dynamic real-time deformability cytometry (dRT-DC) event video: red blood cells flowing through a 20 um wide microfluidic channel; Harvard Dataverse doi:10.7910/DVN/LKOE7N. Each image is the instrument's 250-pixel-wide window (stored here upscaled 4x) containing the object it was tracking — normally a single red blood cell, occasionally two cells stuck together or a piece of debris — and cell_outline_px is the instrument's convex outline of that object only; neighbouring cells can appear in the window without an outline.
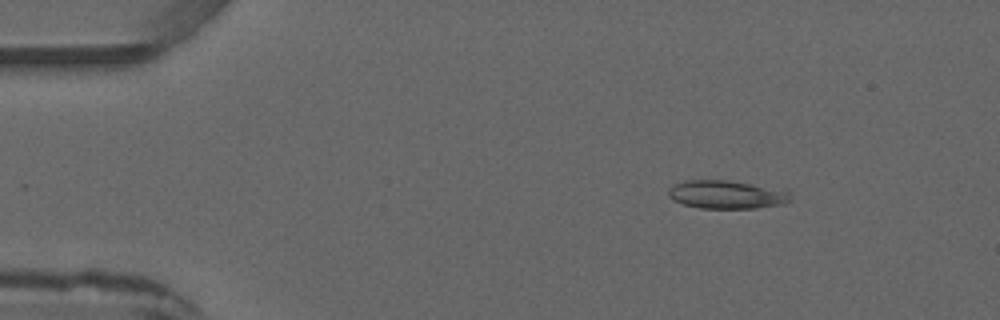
{"species": "common noctule bat (a hibernating species)", "species_latin": "Nyctalus noctula", "temperature_condition": "warm", "stored_images_in_passage": 3, "camera_frame_rate_fps": 3000, "um_per_image_px": 0.085, "animal": {"sex": "male", "forearm_length_mm": 52.5}, "frame": {"image": 1, "passage_image": 1, "time_ms": 0.0, "image_size_px": [1000, 320], "cell_outline_px": [[792, 200], [784, 204], [756, 208], [700, 208], [684, 204], [672, 200], [668, 196], [668, 188], [684, 180], [728, 180], [788, 188], [792, 196]], "centroid_in_image_um": [61.87, 16.52], "position_along_channel_um": 23.1, "area_um2": 20.75}}
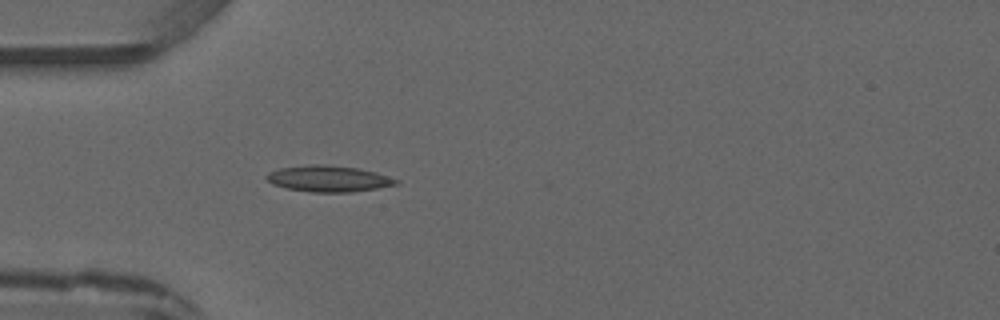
{"frame": {"image": 2, "passage_image": 3, "time_ms": 2.333, "image_size_px": [1000, 320], "cell_outline_px": [[400, 184], [352, 192], [312, 192], [288, 188], [272, 184], [264, 176], [268, 172], [280, 168], [308, 164], [324, 164], [356, 168], [376, 172], [400, 180]], "centroid_in_image_um": [27.93, 15.18], "position_along_channel_um": 57.1, "area_um2": 19.77}}